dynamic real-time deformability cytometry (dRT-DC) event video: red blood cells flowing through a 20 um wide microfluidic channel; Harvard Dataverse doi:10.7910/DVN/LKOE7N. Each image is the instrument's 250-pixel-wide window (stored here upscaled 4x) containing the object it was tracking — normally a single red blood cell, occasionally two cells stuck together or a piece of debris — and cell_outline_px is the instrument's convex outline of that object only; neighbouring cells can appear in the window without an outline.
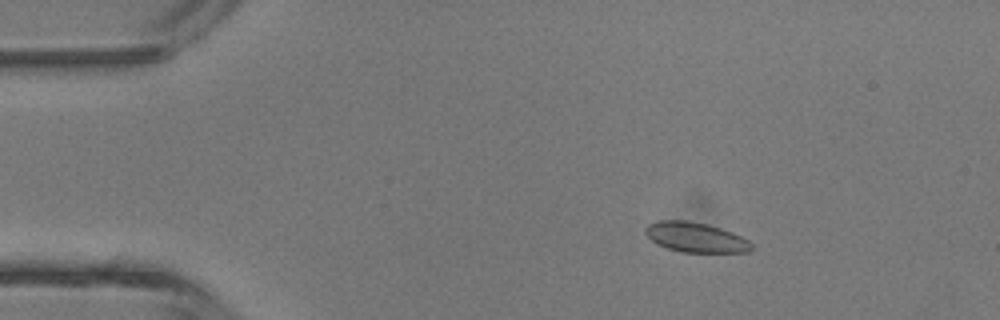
{"species": "common noctule bat (a hibernating species)", "species_latin": "Nyctalus noctula", "temperature_condition": "room temperature", "stored_images_in_passage": 4, "camera_frame_rate_fps": 3000, "um_per_image_px": 0.085, "animal": {"sex": "male", "body_mass_g": 13.3}, "frame": {"image": 1, "passage_image": 2, "time_ms": 1.0, "image_size_px": [1000, 320], "cell_outline_px": [[752, 248], [748, 252], [680, 252], [656, 244], [644, 232], [644, 228], [648, 224], [656, 220], [684, 220], [708, 224], [732, 232], [748, 240], [752, 244]], "centroid_in_image_um": [59.09, 20.16], "position_along_channel_um": 25.9, "area_um2": 18.5}}
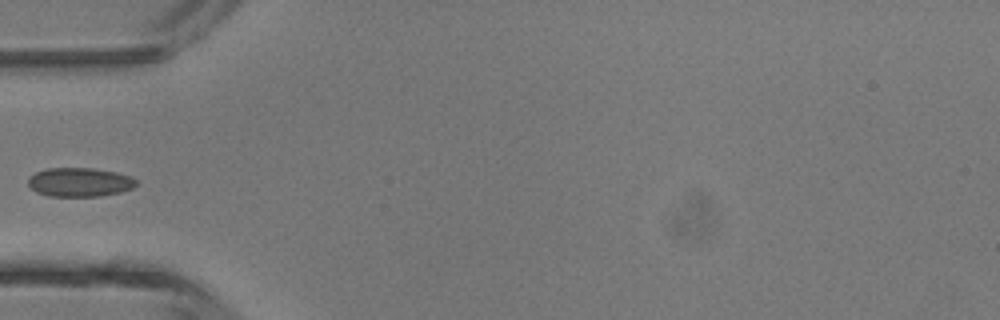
{"frame": {"image": 2, "passage_image": 4, "time_ms": 3.667, "image_size_px": [1000, 320], "cell_outline_px": [[140, 184], [132, 188], [120, 192], [100, 196], [48, 196], [36, 192], [28, 184], [28, 176], [44, 168], [92, 168], [116, 172], [132, 176]], "centroid_in_image_um": [6.78, 15.48], "position_along_channel_um": 78.2, "area_um2": 18.44}}